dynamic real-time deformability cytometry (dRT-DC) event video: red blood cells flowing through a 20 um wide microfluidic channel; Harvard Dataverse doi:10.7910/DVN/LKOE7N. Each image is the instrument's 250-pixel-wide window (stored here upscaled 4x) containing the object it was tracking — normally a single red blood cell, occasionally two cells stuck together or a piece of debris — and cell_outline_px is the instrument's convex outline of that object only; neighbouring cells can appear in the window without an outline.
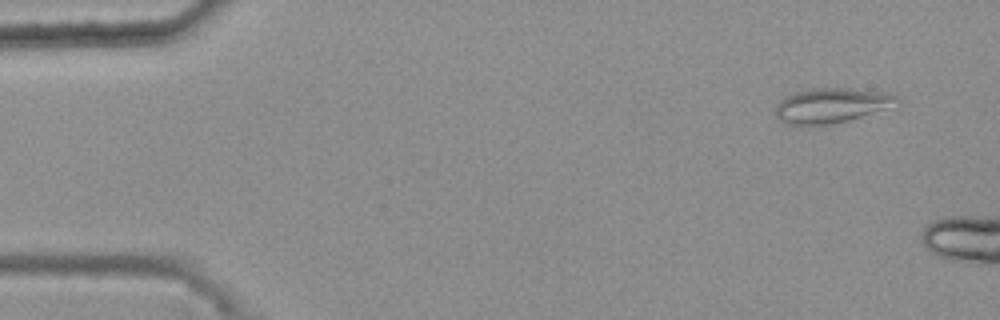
{"species": "common noctule bat (a hibernating species)", "species_latin": "Nyctalus noctula", "temperature_condition": "warm", "stored_images_in_passage": 6, "camera_frame_rate_fps": 3000, "um_per_image_px": 0.085, "animal": {"sex": "female", "body_mass_g": 25.1}, "frame": {"image": 1, "passage_image": 2, "time_ms": 0.333, "image_size_px": [1000, 320], "cell_outline_px": [[900, 108], [836, 124], [792, 124], [780, 120], [776, 116], [776, 108], [780, 100], [784, 96], [796, 92], [812, 88], [848, 88], [884, 92], [896, 96], [900, 100]], "centroid_in_image_um": [70.84, 8.97], "position_along_channel_um": 14.2, "area_um2": 25.37}}